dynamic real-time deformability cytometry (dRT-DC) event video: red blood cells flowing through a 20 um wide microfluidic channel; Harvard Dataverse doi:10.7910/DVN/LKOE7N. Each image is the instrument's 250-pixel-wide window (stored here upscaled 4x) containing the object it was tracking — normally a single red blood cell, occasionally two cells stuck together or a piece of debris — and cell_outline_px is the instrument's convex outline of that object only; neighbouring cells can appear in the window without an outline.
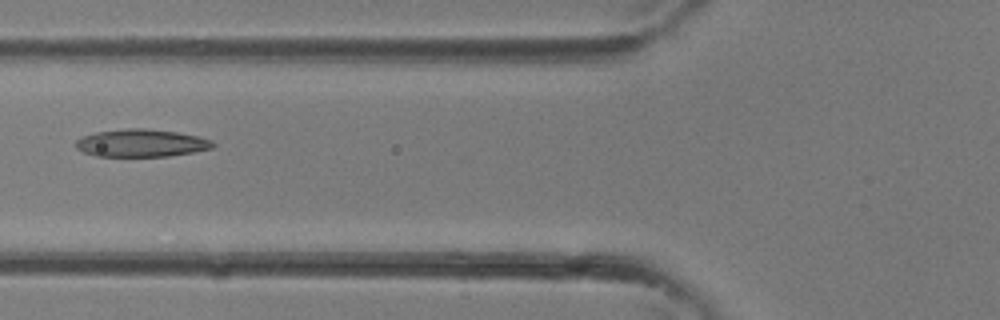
{"species": "common noctule bat (a hibernating species)", "species_latin": "Nyctalus noctula", "temperature_condition": "room temperature", "stored_images_in_passage": 29, "camera_frame_rate_fps": 3000, "um_per_image_px": 0.085, "animal": {"sex": "female"}, "frame": {"image": 1, "passage_image": 9, "time_ms": 2.667, "image_size_px": [1000, 320], "cell_outline_px": [[216, 144], [212, 148], [192, 152], [168, 156], [96, 156], [84, 152], [76, 148], [76, 140], [80, 136], [96, 132], [128, 128], [144, 128], [176, 132], [200, 136], [212, 140]], "centroid_in_image_um": [12.01, 12.15], "position_along_channel_um": 113.8, "area_um2": 22.08}}
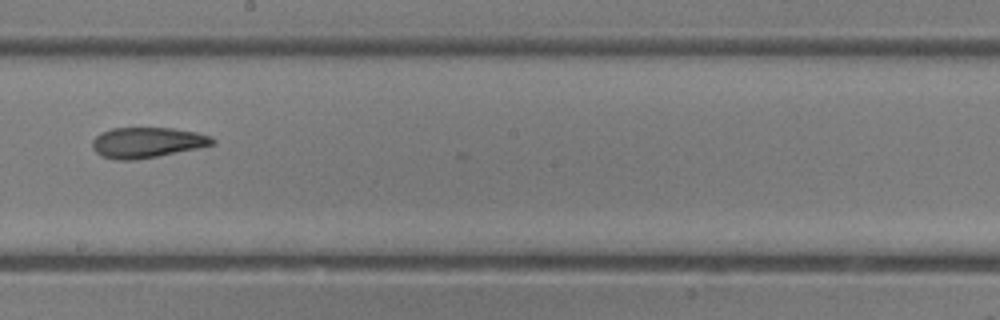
{"frame": {"image": 2, "passage_image": 15, "time_ms": 4.667, "image_size_px": [1000, 320], "cell_outline_px": [[216, 144], [136, 160], [116, 160], [100, 156], [92, 148], [92, 140], [100, 132], [112, 128], [172, 128], [196, 132], [212, 136], [216, 140]], "centroid_in_image_um": [12.48, 12.11], "position_along_channel_um": 235.7, "area_um2": 21.39}}
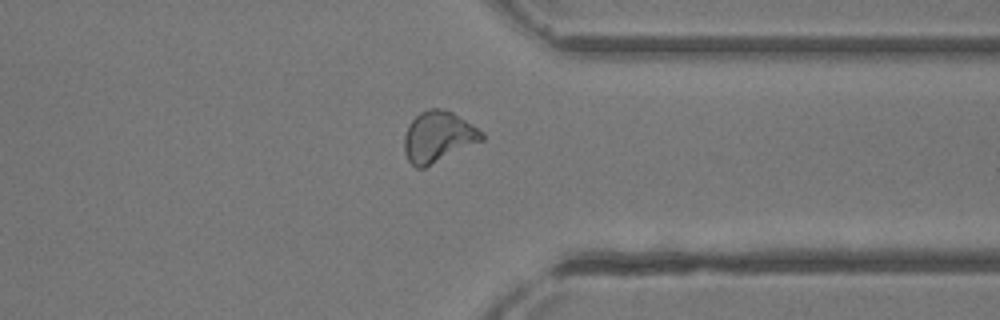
{"frame": {"image": 3, "passage_image": 22, "time_ms": 7.0, "image_size_px": [1000, 320], "cell_outline_px": [[484, 140], [424, 168], [416, 168], [408, 160], [404, 152], [404, 136], [408, 124], [420, 112], [428, 108], [440, 108], [452, 112], [472, 124], [484, 132]], "centroid_in_image_um": [37.24, 11.62], "position_along_channel_um": 374.2, "area_um2": 23.06}}